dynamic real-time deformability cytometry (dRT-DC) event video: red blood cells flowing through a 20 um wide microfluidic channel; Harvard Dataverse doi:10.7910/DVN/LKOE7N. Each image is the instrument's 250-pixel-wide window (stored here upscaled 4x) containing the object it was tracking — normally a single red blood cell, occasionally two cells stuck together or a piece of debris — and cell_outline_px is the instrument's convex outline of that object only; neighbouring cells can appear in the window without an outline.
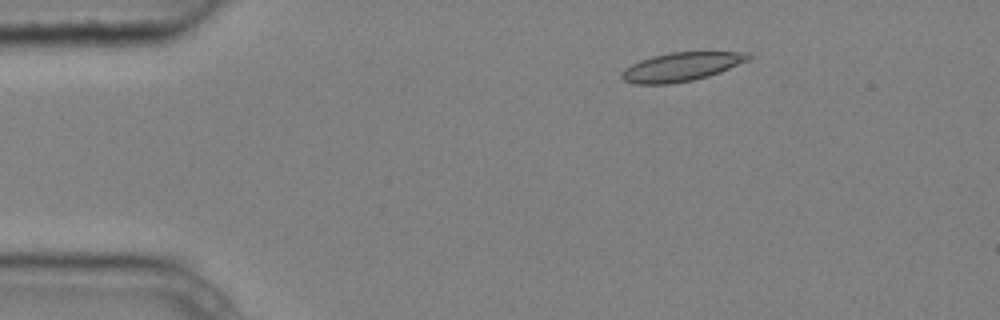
{"species": "common noctule bat (a hibernating species)", "species_latin": "Nyctalus noctula", "temperature_condition": "cold", "stored_images_in_passage": 5, "camera_frame_rate_fps": 3000, "um_per_image_px": 0.085, "animal": {"sex": "male", "body_mass_g": 20.4}, "frame": {"image": 1, "passage_image": 3, "time_ms": 0.667, "image_size_px": [1000, 320], "cell_outline_px": [[752, 56], [748, 60], [720, 72], [708, 76], [692, 80], [672, 84], [632, 84], [624, 80], [620, 76], [620, 72], [624, 68], [640, 60], [652, 56], [672, 52], [748, 52]], "centroid_in_image_um": [57.87, 5.68], "position_along_channel_um": 27.1, "area_um2": 21.21}}